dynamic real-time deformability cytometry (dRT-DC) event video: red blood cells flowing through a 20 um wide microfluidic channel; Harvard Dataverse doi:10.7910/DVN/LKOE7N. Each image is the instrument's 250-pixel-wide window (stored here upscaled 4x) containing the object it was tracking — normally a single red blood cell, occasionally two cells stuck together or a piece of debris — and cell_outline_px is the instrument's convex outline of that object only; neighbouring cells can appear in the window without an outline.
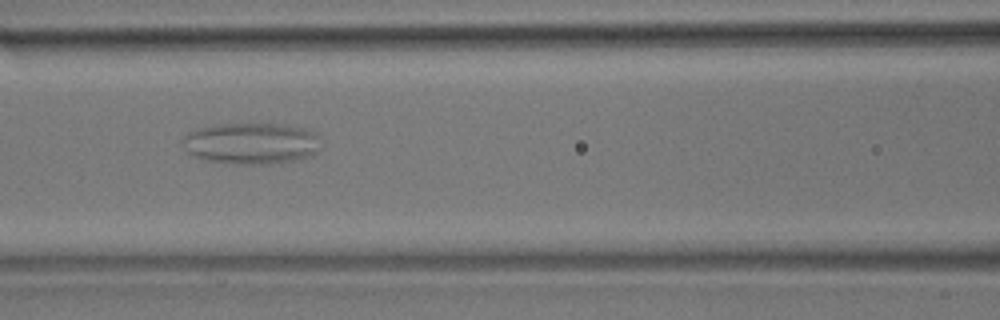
{"species": "common noctule bat (a hibernating species)", "species_latin": "Nyctalus noctula", "temperature_condition": "room temperature", "stored_images_in_passage": 7, "camera_frame_rate_fps": 3000, "um_per_image_px": 0.085, "animal": {"sex": "male", "body_mass_g": 17.9}, "frame": {"image": 1, "passage_image": 6, "time_ms": 1.667, "image_size_px": [1000, 320], "cell_outline_px": [[316, 152], [312, 156], [280, 164], [232, 164], [208, 160], [196, 156], [188, 152], [180, 140], [188, 132], [196, 128], [224, 124], [284, 124], [304, 128], [312, 132], [316, 136]], "centroid_in_image_um": [21.32, 12.2], "position_along_channel_um": 145.3, "area_um2": 33.23}}
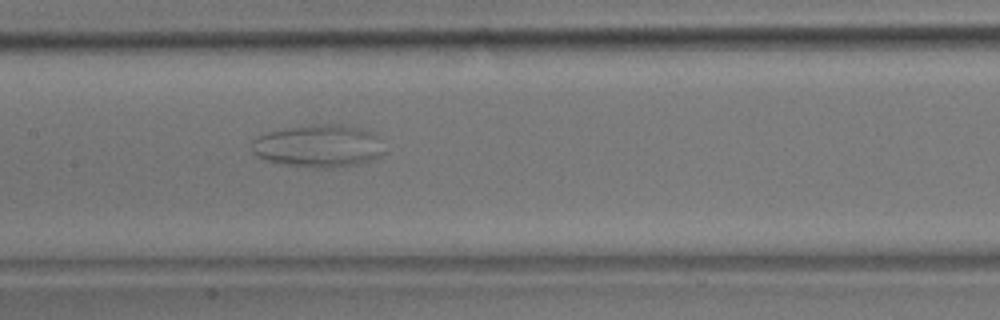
{"frame": {"image": 2, "passage_image": 7, "time_ms": 2.0, "image_size_px": [1000, 320], "cell_outline_px": [[384, 152], [380, 156], [364, 164], [328, 168], [316, 168], [280, 164], [264, 160], [256, 156], [252, 152], [252, 140], [256, 136], [268, 132], [284, 128], [312, 124], [336, 124], [360, 128], [380, 136]], "centroid_in_image_um": [27.07, 12.42], "position_along_channel_um": 180.3, "area_um2": 33.47}}